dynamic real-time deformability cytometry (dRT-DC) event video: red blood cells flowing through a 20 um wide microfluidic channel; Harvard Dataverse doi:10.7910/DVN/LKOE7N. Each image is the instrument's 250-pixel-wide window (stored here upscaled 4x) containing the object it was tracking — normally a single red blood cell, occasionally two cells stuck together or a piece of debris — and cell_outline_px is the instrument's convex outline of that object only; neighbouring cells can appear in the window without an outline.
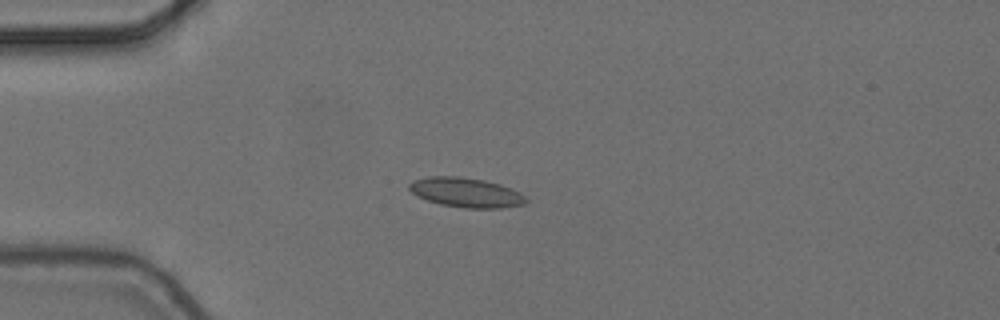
{"species": "common noctule bat (a hibernating species)", "species_latin": "Nyctalus noctula", "temperature_condition": "cold", "stored_images_in_passage": 9, "camera_frame_rate_fps": 3000, "um_per_image_px": 0.085, "animal": {"sex": "female", "body_mass_g": 24.6, "forearm_length_mm": 56.2}, "frame": {"image": 1, "passage_image": 3, "time_ms": 0.667, "image_size_px": [1000, 320], "cell_outline_px": [[528, 200], [524, 204], [500, 208], [464, 208], [440, 204], [428, 200], [412, 192], [408, 188], [408, 184], [412, 180], [428, 176], [460, 176], [484, 180], [500, 184], [520, 192]], "centroid_in_image_um": [39.6, 16.35], "position_along_channel_um": 45.4, "area_um2": 20.11}}
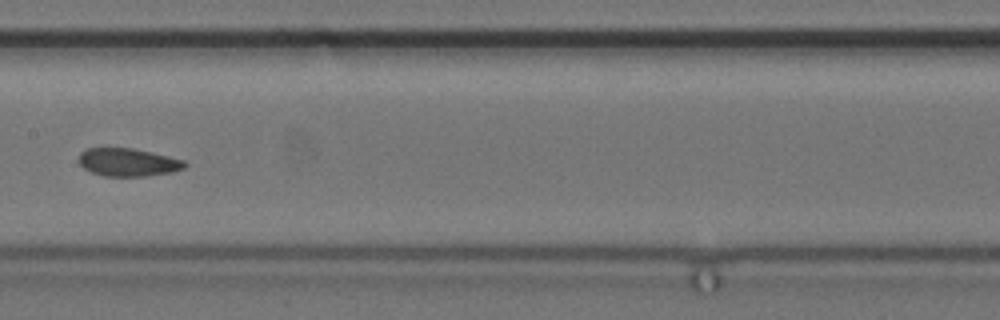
{"frame": {"image": 2, "passage_image": 7, "time_ms": 2.0, "image_size_px": [1000, 320], "cell_outline_px": [[188, 164], [184, 168], [172, 172], [144, 176], [104, 176], [92, 172], [84, 168], [80, 164], [80, 152], [84, 148], [132, 148], [152, 152], [184, 160]], "centroid_in_image_um": [10.89, 13.79], "position_along_channel_um": 196.5, "area_um2": 17.22}}
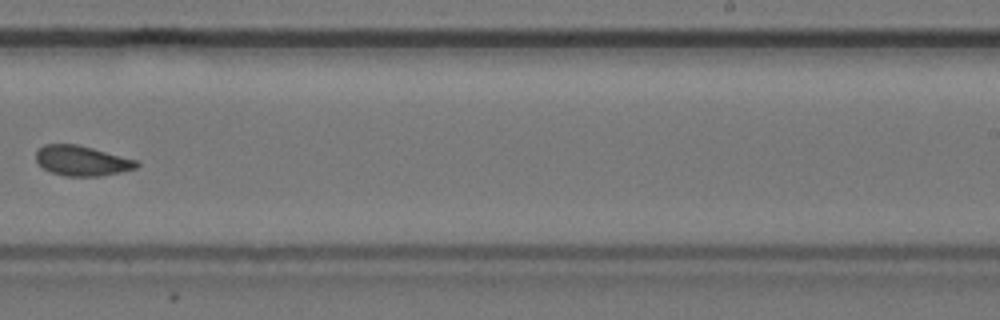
{"frame": {"image": 3, "passage_image": 9, "time_ms": 2.667, "image_size_px": [1000, 320], "cell_outline_px": [[140, 164], [136, 168], [120, 172], [100, 176], [64, 176], [52, 172], [44, 168], [36, 160], [36, 152], [44, 144], [76, 144], [92, 148], [136, 160]], "centroid_in_image_um": [6.95, 13.66], "position_along_channel_um": 282.0, "area_um2": 17.4}}